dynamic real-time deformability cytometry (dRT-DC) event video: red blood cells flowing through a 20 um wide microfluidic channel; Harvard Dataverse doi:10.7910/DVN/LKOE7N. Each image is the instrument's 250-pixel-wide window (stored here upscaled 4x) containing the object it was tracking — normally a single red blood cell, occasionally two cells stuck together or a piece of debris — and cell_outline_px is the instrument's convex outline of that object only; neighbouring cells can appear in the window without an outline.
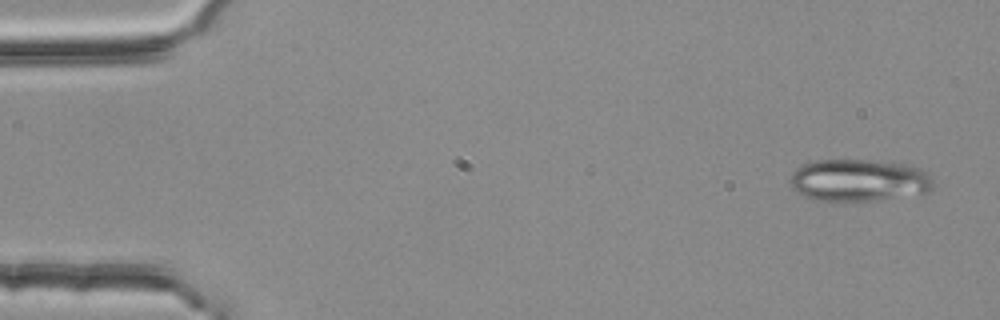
{"species": "common noctule bat (a hibernating species)", "species_latin": "Nyctalus noctula", "temperature_condition": "room temperature", "stored_images_in_passage": 4, "camera_frame_rate_fps": 3000, "um_per_image_px": 0.085, "animal": {"sex": "female", "body_mass_g": 25.1}, "frame": {"image": 1, "passage_image": 1, "time_ms": 0.0, "image_size_px": [1000, 320], "cell_outline_px": [[932, 188], [924, 192], [872, 200], [820, 200], [808, 196], [792, 188], [788, 180], [792, 172], [796, 168], [804, 164], [816, 160], [892, 160], [920, 168], [932, 180]], "centroid_in_image_um": [72.97, 15.28], "position_along_channel_um": 12.0, "area_um2": 34.68}}